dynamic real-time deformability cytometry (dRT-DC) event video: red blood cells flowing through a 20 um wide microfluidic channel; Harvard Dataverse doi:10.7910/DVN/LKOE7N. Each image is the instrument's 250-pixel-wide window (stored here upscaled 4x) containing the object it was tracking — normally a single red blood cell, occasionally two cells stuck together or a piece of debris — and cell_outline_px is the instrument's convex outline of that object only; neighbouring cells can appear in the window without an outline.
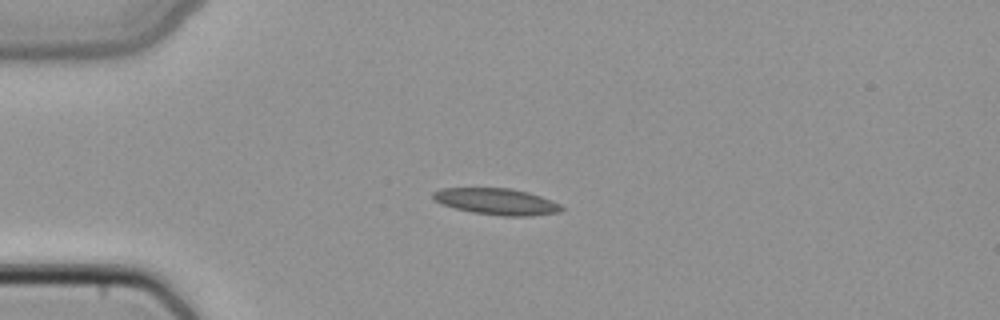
{"species": "common noctule bat (a hibernating species)", "species_latin": "Nyctalus noctula", "temperature_condition": "cold", "stored_images_in_passage": 3, "camera_frame_rate_fps": 3000, "um_per_image_px": 0.085, "animal": {"sex": "female", "body_mass_g": 22.7, "forearm_length_mm": 54.2}, "frame": {"image": 1, "passage_image": 1, "time_ms": 0.0, "image_size_px": [1000, 320], "cell_outline_px": [[564, 208], [560, 212], [532, 216], [504, 216], [472, 212], [440, 204], [432, 196], [432, 192], [440, 188], [512, 188], [528, 192], [552, 200], [560, 204]], "centroid_in_image_um": [42.22, 17.13], "position_along_channel_um": 42.8, "area_um2": 19.83}}
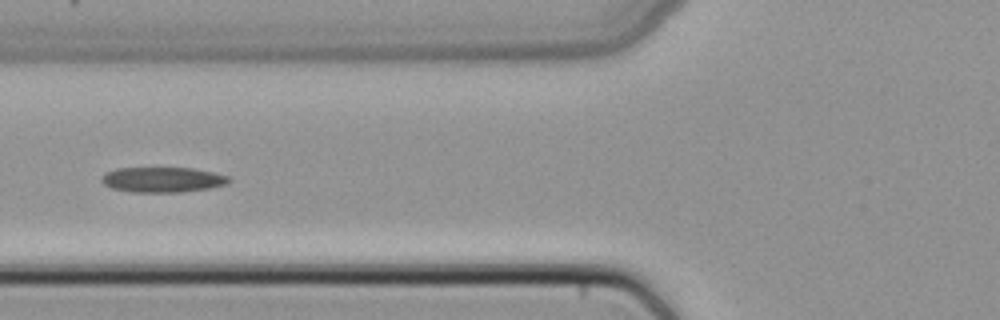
{"frame": {"image": 2, "passage_image": 3, "time_ms": 0.667, "image_size_px": [1000, 320], "cell_outline_px": [[232, 180], [228, 184], [208, 188], [180, 192], [132, 192], [112, 188], [104, 184], [100, 180], [100, 176], [104, 172], [116, 168], [192, 168], [232, 176]], "centroid_in_image_um": [13.82, 15.26], "position_along_channel_um": 112.0, "area_um2": 18.9}}